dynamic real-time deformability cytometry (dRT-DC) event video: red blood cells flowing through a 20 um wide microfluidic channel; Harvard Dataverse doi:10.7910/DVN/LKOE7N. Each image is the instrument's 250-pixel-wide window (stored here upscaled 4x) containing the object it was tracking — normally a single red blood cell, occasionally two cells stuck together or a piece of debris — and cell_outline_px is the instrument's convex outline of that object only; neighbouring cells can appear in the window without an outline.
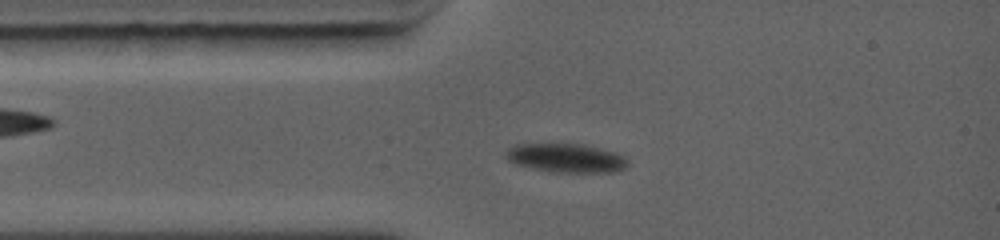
{"species": "common noctule bat (a hibernating species)", "species_latin": "Nyctalus noctula", "temperature_condition": "warm", "stored_images_in_passage": 27, "camera_frame_rate_fps": 5000, "um_per_image_px": 0.085, "animal": {"sex": "female", "body_mass_g": 19.0, "forearm_length_mm": 56.7}, "frame": {"image": 1, "passage_image": 7, "time_ms": 2.2, "image_size_px": [1000, 240], "cell_outline_px": [[628, 164], [624, 168], [616, 172], [552, 172], [532, 168], [516, 164], [508, 160], [504, 156], [504, 152], [508, 148], [516, 144], [584, 144], [616, 152], [624, 156], [628, 160]], "centroid_in_image_um": [48.12, 13.43], "position_along_channel_um": 36.9, "area_um2": 20.63}}
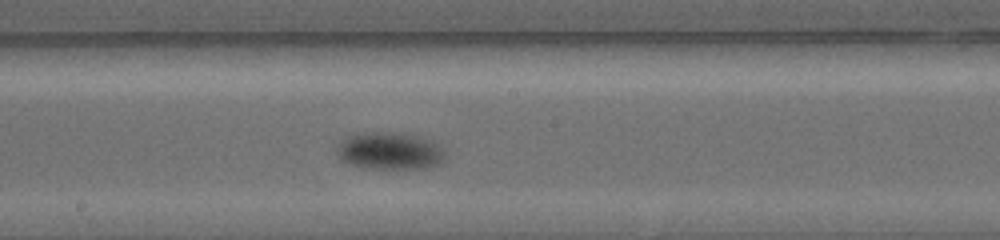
{"frame": {"image": 2, "passage_image": 18, "time_ms": 6.6, "image_size_px": [1000, 240], "cell_outline_px": [[444, 160], [428, 168], [360, 168], [348, 164], [336, 152], [336, 148], [348, 136], [364, 132], [400, 132], [416, 136], [428, 140], [436, 144], [444, 152]], "centroid_in_image_um": [33.1, 12.83], "position_along_channel_um": 215.1, "area_um2": 23.24}}
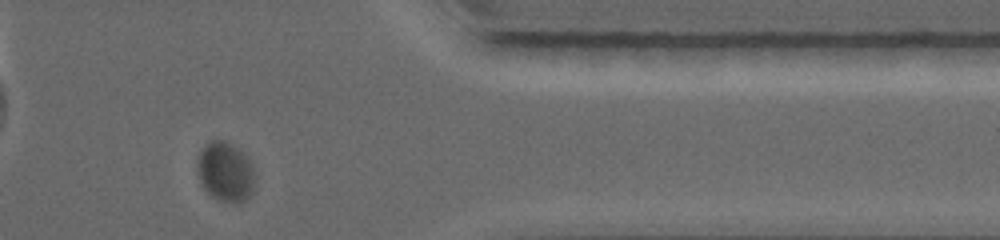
{"frame": {"image": 3, "passage_image": 26, "time_ms": 11.2, "image_size_px": [1000, 240], "cell_outline_px": [[256, 176], [252, 192], [244, 200], [220, 200], [212, 196], [200, 184], [196, 172], [196, 160], [200, 152], [212, 140], [224, 140], [240, 148], [248, 156], [252, 164]], "centroid_in_image_um": [19.16, 14.55], "position_along_channel_um": 392.2, "area_um2": 20.11}, "authors_computed_cell_mechanics": {"area_um2": 23.0044, "velocity_mm_per_s": 4.1737, "shape_relaxation_time_tau1_ms": 2.2497, "shape_relaxation_time_tau2_ms": null, "deformation_change_tau1": 0.0913, "deformation_change_tau2": null}}